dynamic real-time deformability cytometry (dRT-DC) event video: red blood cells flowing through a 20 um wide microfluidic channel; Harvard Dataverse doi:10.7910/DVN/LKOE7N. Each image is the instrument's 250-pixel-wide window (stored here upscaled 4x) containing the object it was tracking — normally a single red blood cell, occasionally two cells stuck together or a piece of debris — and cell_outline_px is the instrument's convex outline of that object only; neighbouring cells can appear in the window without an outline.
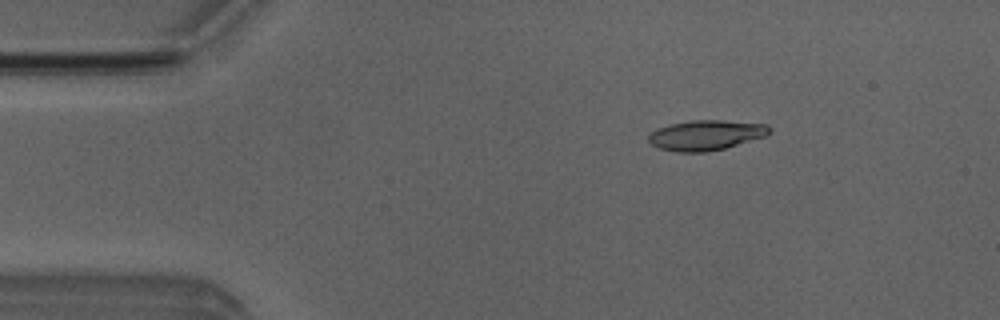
{"species": "Egyptian fruit bat (a non-hibernating species)", "species_latin": "Rousettus aegyptiacus", "temperature_condition": "room temperature", "stored_images_in_passage": 5, "camera_frame_rate_fps": 3000, "um_per_image_px": 0.085, "animal": {"sex": "male"}, "frame": {"image": 1, "passage_image": 3, "time_ms": 2.333, "image_size_px": [1000, 320], "cell_outline_px": [[772, 132], [764, 136], [724, 148], [708, 152], [676, 152], [660, 148], [652, 144], [648, 140], [648, 136], [656, 128], [668, 124], [692, 120], [720, 120], [768, 124], [772, 128]], "centroid_in_image_um": [60.0, 11.48], "position_along_channel_um": 25.0, "area_um2": 21.21}}